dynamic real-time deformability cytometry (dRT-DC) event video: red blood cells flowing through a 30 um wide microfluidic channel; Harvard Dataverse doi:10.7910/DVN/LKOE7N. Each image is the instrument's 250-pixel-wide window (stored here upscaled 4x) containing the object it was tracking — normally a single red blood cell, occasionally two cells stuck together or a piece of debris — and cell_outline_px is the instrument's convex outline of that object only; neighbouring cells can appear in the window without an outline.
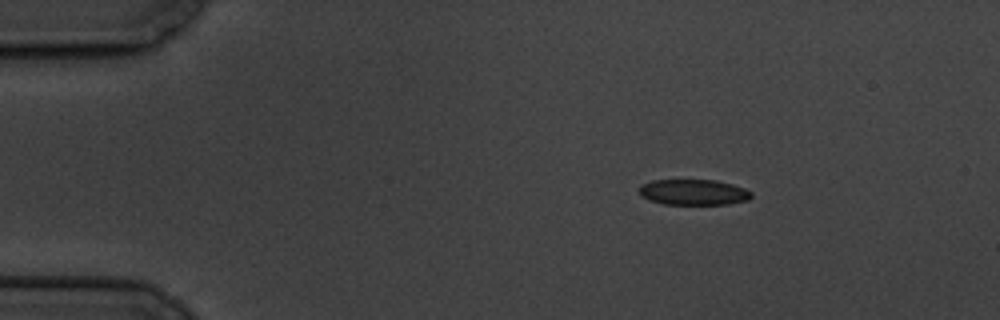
{"species": "common noctule bat (a hibernating species)", "species_latin": "Nyctalus noctula", "temperature_condition": "cold", "stored_images_in_passage": 8, "camera_frame_rate_fps": 3000, "um_per_image_px": 0.085, "animal": {"sex": "male", "body_mass_g": 19.5, "forearm_length_mm": 54.6}, "frame": {"image": 1, "passage_image": 2, "time_ms": 1.333, "image_size_px": [1000, 320], "cell_outline_px": [[752, 196], [748, 200], [728, 204], [664, 204], [640, 196], [640, 184], [652, 180], [716, 180], [732, 184], [744, 188], [752, 192]], "centroid_in_image_um": [58.96, 16.33], "position_along_channel_um": 26.0, "area_um2": 16.76}}
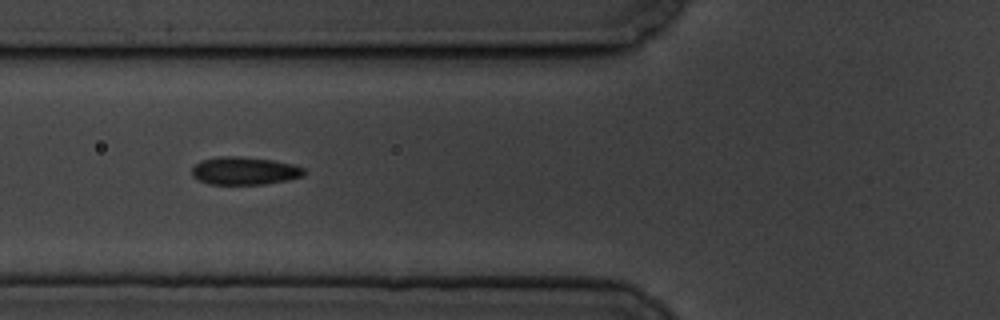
{"frame": {"image": 2, "passage_image": 6, "time_ms": 5.667, "image_size_px": [1000, 320], "cell_outline_px": [[308, 172], [304, 176], [288, 180], [264, 184], [208, 184], [192, 176], [192, 168], [200, 160], [220, 156], [236, 156], [272, 160], [292, 164], [304, 168]], "centroid_in_image_um": [20.81, 14.52], "position_along_channel_um": 105.0, "area_um2": 18.26}}
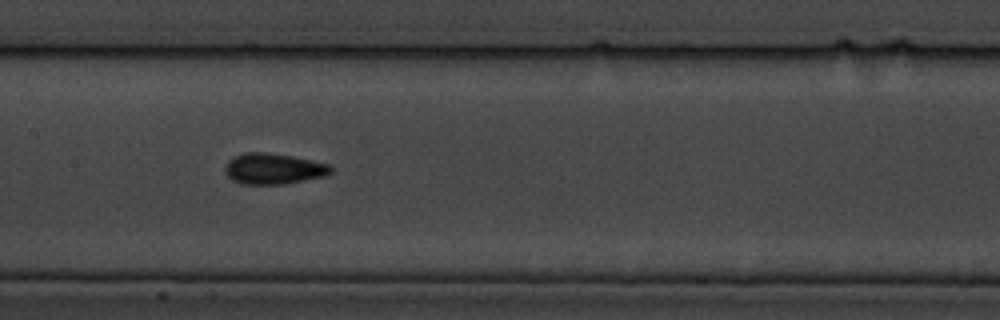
{"frame": {"image": 3, "passage_image": 8, "time_ms": 8.0, "image_size_px": [1000, 320], "cell_outline_px": [[332, 172], [324, 176], [284, 184], [240, 184], [232, 180], [224, 172], [224, 168], [228, 160], [232, 156], [244, 152], [264, 152], [292, 156], [312, 160], [328, 164], [332, 168]], "centroid_in_image_um": [23.19, 14.34], "position_along_channel_um": 184.2, "area_um2": 19.13}}